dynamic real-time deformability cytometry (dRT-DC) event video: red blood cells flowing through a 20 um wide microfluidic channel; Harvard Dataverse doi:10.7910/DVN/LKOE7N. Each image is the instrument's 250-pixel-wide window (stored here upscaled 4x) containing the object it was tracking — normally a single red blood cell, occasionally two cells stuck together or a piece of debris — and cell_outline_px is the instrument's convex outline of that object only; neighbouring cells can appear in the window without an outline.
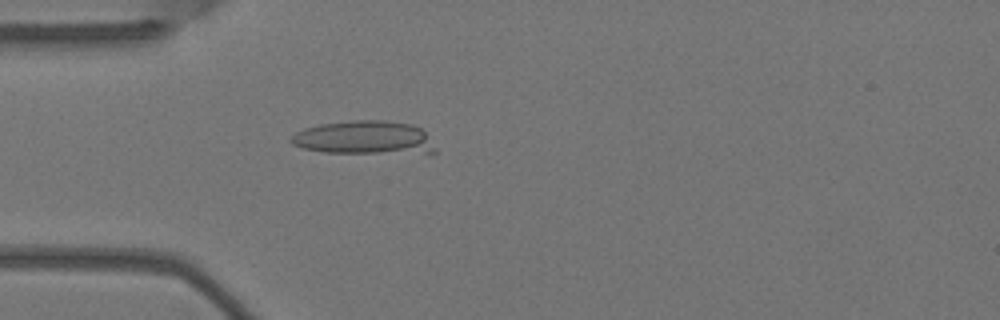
{"species": "Egyptian fruit bat (a non-hibernating species)", "species_latin": "Rousettus aegyptiacus", "temperature_condition": "warm", "stored_images_in_passage": 1, "camera_frame_rate_fps": 3000, "um_per_image_px": 0.085, "animal": {"sex": "female"}, "frame": {"image": 1, "passage_image": 1, "time_ms": 0.0, "image_size_px": [1000, 320], "cell_outline_px": [[436, 152], [324, 152], [304, 148], [292, 144], [288, 140], [296, 132], [304, 128], [320, 124], [352, 120], [384, 120], [412, 124], [420, 128], [424, 132], [436, 148]], "centroid_in_image_um": [30.92, 11.68], "position_along_channel_um": 54.1, "area_um2": 27.69}}